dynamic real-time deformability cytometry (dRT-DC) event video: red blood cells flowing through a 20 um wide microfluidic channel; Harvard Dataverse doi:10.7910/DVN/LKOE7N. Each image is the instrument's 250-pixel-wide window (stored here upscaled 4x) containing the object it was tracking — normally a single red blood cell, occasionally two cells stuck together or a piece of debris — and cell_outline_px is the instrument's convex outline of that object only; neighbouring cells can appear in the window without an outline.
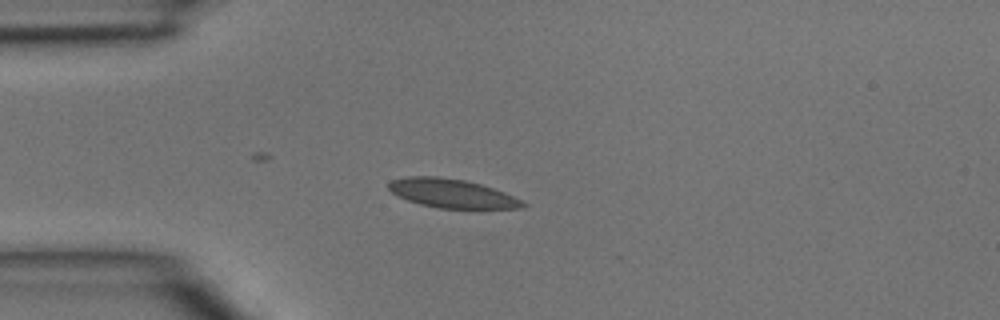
{"species": "common noctule bat (a hibernating species)", "species_latin": "Nyctalus noctula", "temperature_condition": "room temperature", "stored_images_in_passage": 18, "camera_frame_rate_fps": 3000, "um_per_image_px": 0.085, "animal": {"sex": "male", "body_mass_g": 15.6}, "frame": {"image": 1, "passage_image": 7, "time_ms": 2.0, "image_size_px": [1000, 320], "cell_outline_px": [[528, 204], [524, 208], [436, 208], [420, 204], [396, 196], [388, 188], [388, 184], [392, 180], [408, 176], [436, 176], [464, 180], [480, 184], [504, 192]], "centroid_in_image_um": [38.38, 16.44], "position_along_channel_um": 46.6, "area_um2": 22.37}}
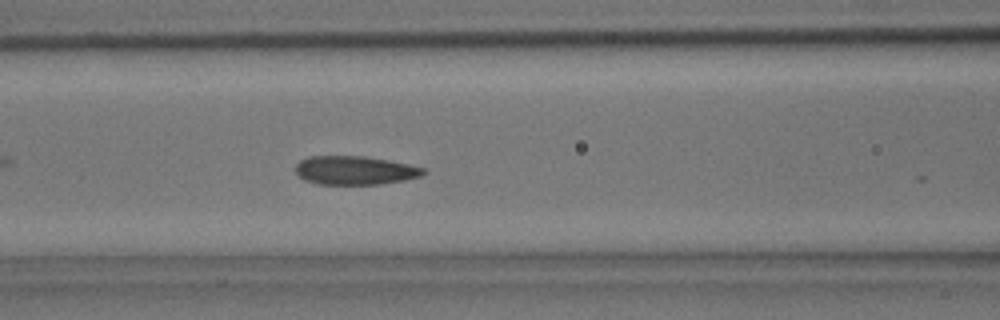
{"frame": {"image": 2, "passage_image": 14, "time_ms": 4.333, "image_size_px": [1000, 320], "cell_outline_px": [[428, 172], [420, 176], [404, 180], [380, 184], [320, 184], [304, 180], [296, 172], [296, 164], [300, 160], [308, 156], [364, 156], [388, 160], [408, 164], [424, 168]], "centroid_in_image_um": [30.17, 14.47], "position_along_channel_um": 136.4, "area_um2": 21.33}}